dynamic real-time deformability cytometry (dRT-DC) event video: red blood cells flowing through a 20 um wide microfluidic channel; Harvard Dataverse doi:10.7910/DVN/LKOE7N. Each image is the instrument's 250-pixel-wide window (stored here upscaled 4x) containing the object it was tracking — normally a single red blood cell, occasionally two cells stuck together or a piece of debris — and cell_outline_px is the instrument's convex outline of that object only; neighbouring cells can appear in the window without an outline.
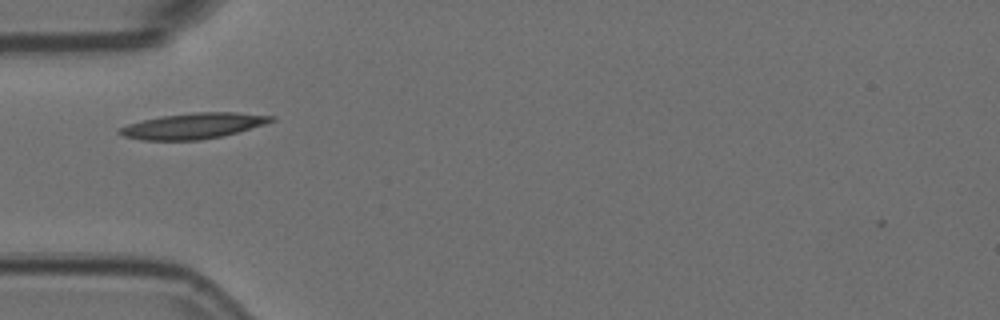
{"species": "Egyptian fruit bat (a non-hibernating species)", "species_latin": "Rousettus aegyptiacus", "temperature_condition": "room temperature", "stored_images_in_passage": 40, "camera_frame_rate_fps": 3000, "um_per_image_px": 0.085, "animal": {"sex": "female"}, "frame": {"image": 1, "passage_image": 2, "time_ms": 0.333, "image_size_px": [1000, 320], "cell_outline_px": [[276, 120], [264, 124], [236, 132], [220, 136], [200, 140], [140, 140], [124, 136], [116, 132], [120, 128], [128, 124], [160, 116], [192, 112], [236, 112], [276, 116]], "centroid_in_image_um": [16.42, 10.69], "position_along_channel_um": 68.6, "area_um2": 22.6}}
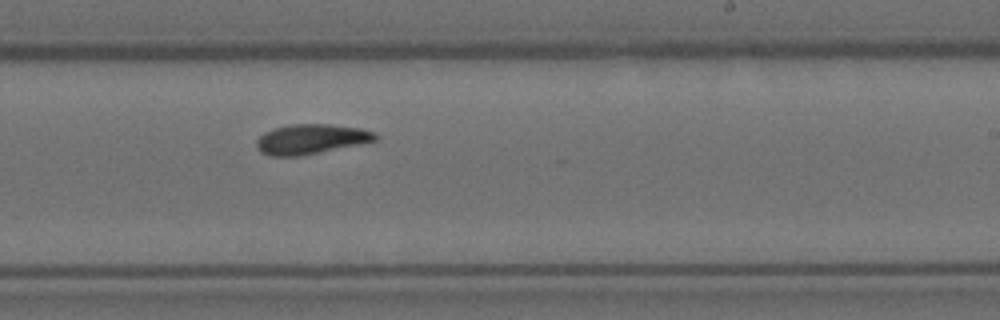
{"frame": {"image": 2, "passage_image": 18, "time_ms": 5.667, "image_size_px": [1000, 320], "cell_outline_px": [[376, 140], [360, 144], [300, 156], [272, 156], [260, 152], [256, 148], [256, 140], [264, 132], [272, 128], [288, 124], [328, 124], [360, 128], [376, 132]], "centroid_in_image_um": [26.39, 11.82], "position_along_channel_um": 262.6, "area_um2": 20.75}}
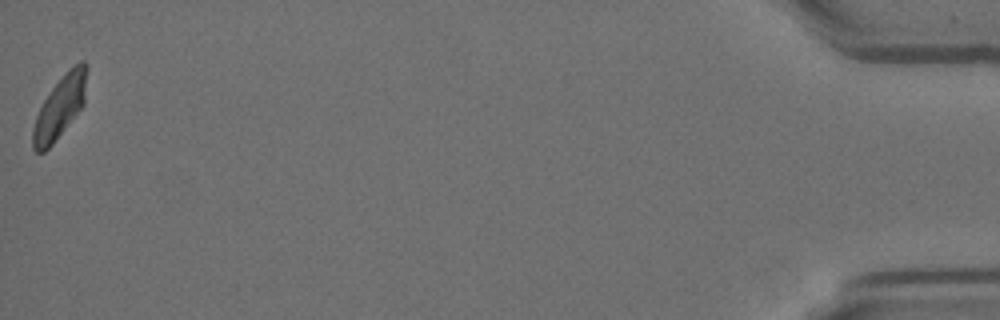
{"frame": {"image": 3, "passage_image": 40, "time_ms": 13.0, "image_size_px": [1000, 320], "cell_outline_px": [[88, 68], [84, 104], [52, 144], [44, 152], [36, 152], [32, 148], [32, 128], [36, 116], [44, 100], [52, 88], [80, 60], [84, 60], [88, 64]], "centroid_in_image_um": [5.1, 9.11], "position_along_channel_um": 430.1, "area_um2": 19.13}, "authors_computed_cell_mechanics": {"area_um2": 20.23, "velocity_mm_per_s": 3.6393, "shape_relaxation_time_tau1_ms": 5.4816, "shape_relaxation_time_tau2_ms": 3.7698, "deformation_change_tau1": 0.1576, "deformation_change_tau2": 0.0955}}